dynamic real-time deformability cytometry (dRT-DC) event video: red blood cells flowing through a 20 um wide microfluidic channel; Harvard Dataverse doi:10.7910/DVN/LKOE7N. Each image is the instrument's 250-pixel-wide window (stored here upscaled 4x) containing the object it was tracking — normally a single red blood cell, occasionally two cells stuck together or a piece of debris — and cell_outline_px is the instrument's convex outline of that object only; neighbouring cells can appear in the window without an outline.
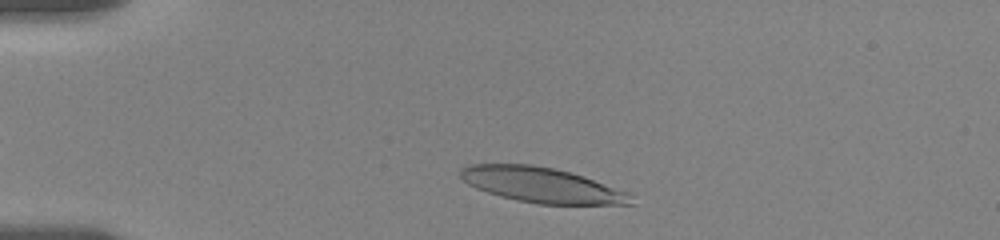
{"species": "human", "species_latin": "Homo sapiens", "temperature_condition": "room temperature", "stored_images_in_passage": 56, "camera_frame_rate_fps": 3000, "um_per_image_px": 0.085, "donor": {"sex": "female"}, "frame": {"image": 1, "passage_image": 3, "time_ms": 1.0, "image_size_px": [1000, 240], "cell_outline_px": [[636, 204], [540, 204], [516, 200], [500, 196], [476, 188], [468, 184], [460, 176], [460, 168], [468, 164], [532, 164], [552, 168], [584, 176], [628, 192]], "centroid_in_image_um": [46.03, 15.72], "position_along_channel_um": 39.0, "area_um2": 34.74}}
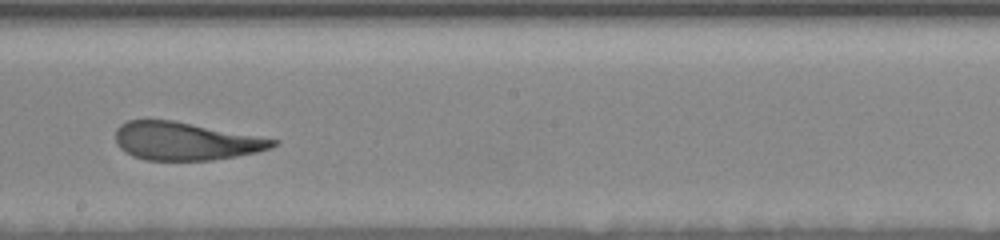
{"frame": {"image": 2, "passage_image": 34, "time_ms": 7.667, "image_size_px": [1000, 240], "cell_outline_px": [[280, 140], [276, 144], [268, 148], [256, 152], [236, 156], [212, 160], [144, 160], [132, 156], [124, 152], [116, 144], [116, 128], [120, 124], [128, 120], [176, 120]], "centroid_in_image_um": [15.73, 11.99], "position_along_channel_um": 232.5, "area_um2": 34.97}}
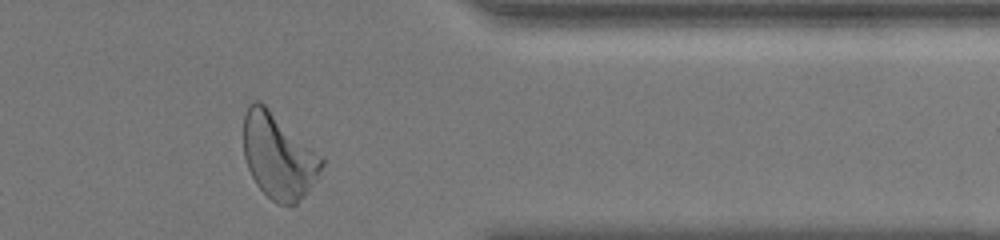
{"frame": {"image": 3, "passage_image": 55, "time_ms": 12.333, "image_size_px": [1000, 240], "cell_outline_px": [[324, 164], [304, 196], [296, 204], [276, 204], [256, 184], [248, 168], [244, 156], [244, 112], [248, 104], [252, 100], [260, 100], [320, 156], [324, 160]], "centroid_in_image_um": [23.62, 13.25], "position_along_channel_um": 387.8, "area_um2": 38.03}, "authors_computed_cell_mechanics": {"area_um2": 36.3273, "velocity_mm_per_s": 3.5373, "shape_relaxation_time_tau1_ms": 4.8537, "shape_relaxation_time_tau2_ms": 1.7497, "deformation_change_tau1": 0.2113, "deformation_change_tau2": 0.1147}}